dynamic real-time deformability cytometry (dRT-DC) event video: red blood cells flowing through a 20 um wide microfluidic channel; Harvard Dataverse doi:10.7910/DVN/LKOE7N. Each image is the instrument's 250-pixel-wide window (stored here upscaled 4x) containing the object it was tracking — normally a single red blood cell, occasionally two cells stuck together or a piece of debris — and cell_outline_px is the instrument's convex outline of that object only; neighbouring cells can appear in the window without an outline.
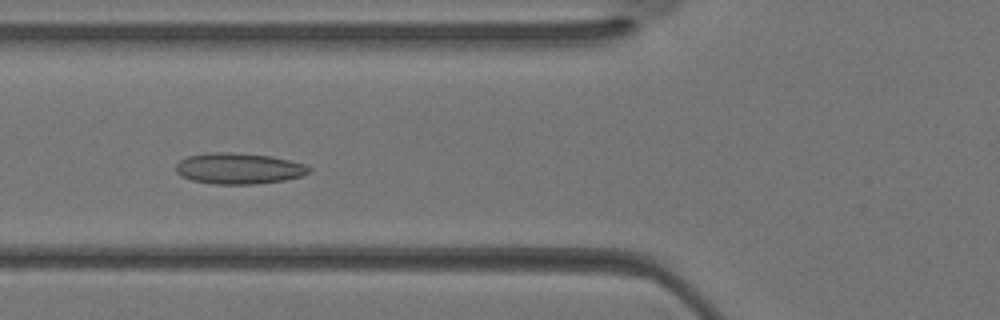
{"species": "Egyptian fruit bat (a non-hibernating species)", "species_latin": "Rousettus aegyptiacus", "temperature_condition": "warm", "stored_images_in_passage": 35, "camera_frame_rate_fps": 3000, "um_per_image_px": 0.085, "animal": {"sex": "female"}, "frame": {"image": 1, "passage_image": 13, "time_ms": 4.0, "image_size_px": [1000, 320], "cell_outline_px": [[312, 168], [308, 172], [300, 176], [284, 180], [252, 184], [216, 184], [192, 180], [176, 172], [176, 164], [180, 160], [188, 156], [208, 152], [228, 152], [272, 156], [304, 164]], "centroid_in_image_um": [20.28, 14.31], "position_along_channel_um": 105.5, "area_um2": 23.81}}
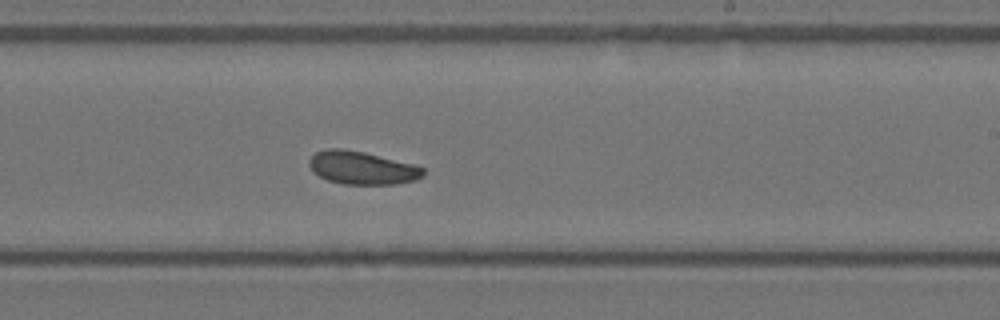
{"frame": {"image": 2, "passage_image": 21, "time_ms": 6.667, "image_size_px": [1000, 320], "cell_outline_px": [[424, 176], [416, 180], [396, 184], [344, 184], [328, 180], [312, 172], [308, 164], [308, 160], [316, 152], [328, 148], [344, 148], [364, 152], [412, 164], [424, 168]], "centroid_in_image_um": [30.75, 14.26], "position_along_channel_um": 258.2, "area_um2": 21.96}}
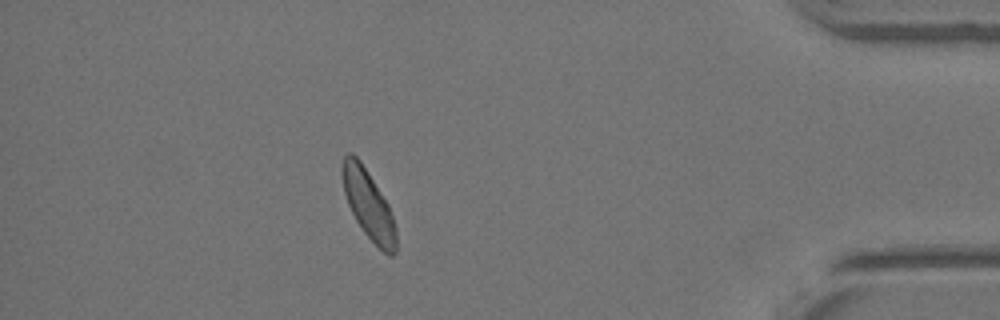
{"frame": {"image": 3, "passage_image": 31, "time_ms": 10.0, "image_size_px": [1000, 320], "cell_outline_px": [[396, 252], [392, 256], [388, 256], [364, 232], [356, 220], [348, 204], [344, 192], [340, 172], [340, 164], [344, 156], [348, 152], [352, 152], [360, 160], [388, 204], [396, 228]], "centroid_in_image_um": [31.29, 17.35], "position_along_channel_um": 403.9, "area_um2": 21.56}}